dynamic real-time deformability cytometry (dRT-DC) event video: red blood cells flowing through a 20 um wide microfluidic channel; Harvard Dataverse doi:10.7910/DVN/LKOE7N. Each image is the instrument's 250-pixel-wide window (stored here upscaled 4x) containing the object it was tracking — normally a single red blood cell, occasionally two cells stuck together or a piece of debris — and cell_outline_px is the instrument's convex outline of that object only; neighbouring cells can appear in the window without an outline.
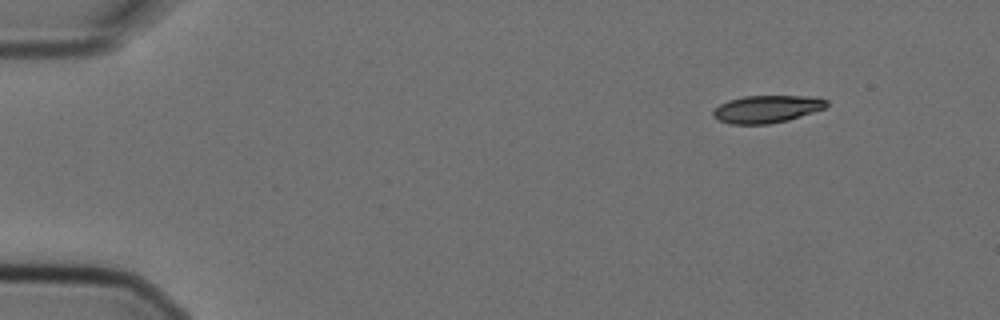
{"species": "Egyptian fruit bat (a non-hibernating species)", "species_latin": "Rousettus aegyptiacus", "temperature_condition": "cold", "stored_images_in_passage": 5, "camera_frame_rate_fps": 3000, "um_per_image_px": 0.085, "animal": {"sex": "female"}, "frame": {"image": 1, "passage_image": 1, "time_ms": 0.0, "image_size_px": [1000, 320], "cell_outline_px": [[828, 104], [824, 108], [788, 120], [768, 124], [728, 124], [712, 116], [712, 112], [720, 104], [728, 100], [744, 96], [816, 96], [828, 100]], "centroid_in_image_um": [65.18, 9.26], "position_along_channel_um": 19.8, "area_um2": 18.15}}
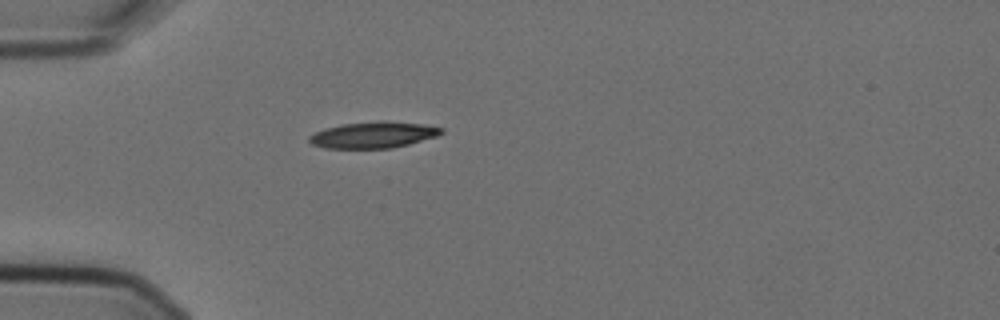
{"frame": {"image": 2, "passage_image": 4, "time_ms": 1.0, "image_size_px": [1000, 320], "cell_outline_px": [[444, 132], [436, 136], [408, 144], [392, 148], [324, 148], [312, 144], [308, 140], [308, 136], [324, 128], [340, 124], [380, 120], [384, 120], [420, 124], [444, 128]], "centroid_in_image_um": [31.7, 11.45], "position_along_channel_um": 53.3, "area_um2": 20.29}}